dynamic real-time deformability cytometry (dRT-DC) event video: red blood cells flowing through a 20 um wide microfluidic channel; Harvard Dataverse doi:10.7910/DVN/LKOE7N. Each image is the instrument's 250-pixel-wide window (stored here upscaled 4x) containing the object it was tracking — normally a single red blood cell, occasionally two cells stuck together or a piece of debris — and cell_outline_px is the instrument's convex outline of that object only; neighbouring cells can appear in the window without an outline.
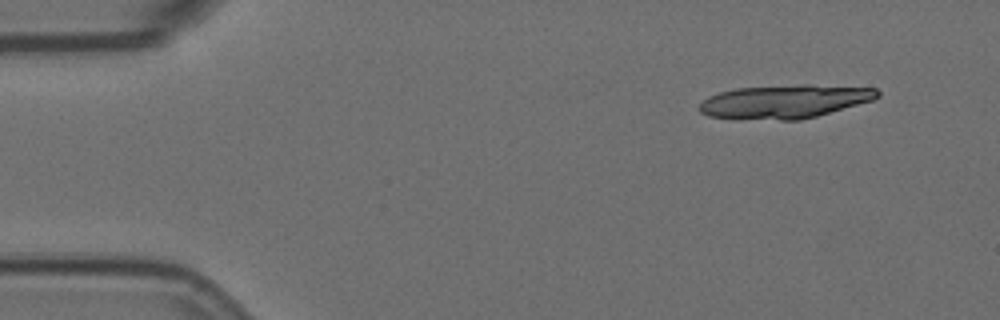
{"species": "Egyptian fruit bat (a non-hibernating species)", "species_latin": "Rousettus aegyptiacus", "temperature_condition": "room temperature", "stored_images_in_passage": 14, "camera_frame_rate_fps": 3000, "um_per_image_px": 0.085, "animal": {"sex": "female"}, "frame": {"image": 1, "passage_image": 1, "time_ms": 0.0, "image_size_px": [1000, 320], "cell_outline_px": [[880, 96], [872, 100], [816, 116], [800, 120], [780, 120], [708, 116], [700, 112], [700, 104], [708, 96], [720, 92], [736, 88], [804, 84], [808, 84], [876, 88], [880, 92]], "centroid_in_image_um": [66.72, 8.61], "position_along_channel_um": 18.3, "area_um2": 34.45}}
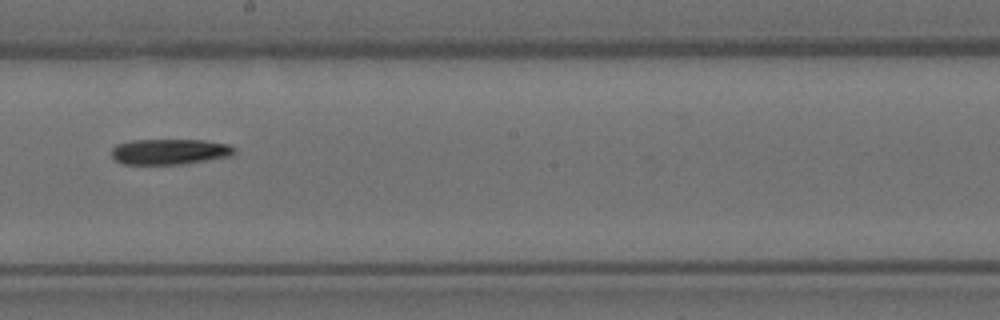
{"frame": {"image": 2, "passage_image": 8, "time_ms": 2.333, "image_size_px": [1000, 320], "cell_outline_px": [[236, 152], [232, 156], [180, 164], [120, 164], [112, 156], [112, 148], [116, 144], [132, 140], [204, 140], [228, 144], [236, 148]], "centroid_in_image_um": [14.43, 12.89], "position_along_channel_um": 233.8, "area_um2": 18.38}}
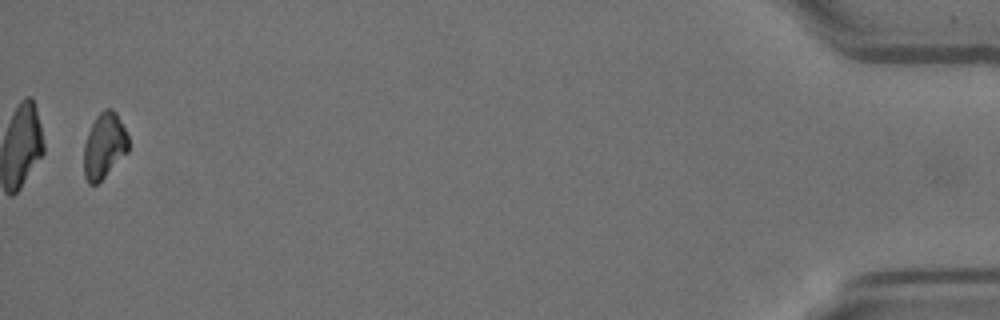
{"frame": {"image": 3, "passage_image": 14, "time_ms": 4.333, "image_size_px": [1000, 320], "cell_outline_px": [[128, 152], [96, 184], [88, 184], [84, 176], [84, 144], [88, 132], [96, 116], [104, 108], [112, 108], [116, 112], [128, 136]], "centroid_in_image_um": [8.85, 12.37], "position_along_channel_um": 426.3, "area_um2": 16.88}}